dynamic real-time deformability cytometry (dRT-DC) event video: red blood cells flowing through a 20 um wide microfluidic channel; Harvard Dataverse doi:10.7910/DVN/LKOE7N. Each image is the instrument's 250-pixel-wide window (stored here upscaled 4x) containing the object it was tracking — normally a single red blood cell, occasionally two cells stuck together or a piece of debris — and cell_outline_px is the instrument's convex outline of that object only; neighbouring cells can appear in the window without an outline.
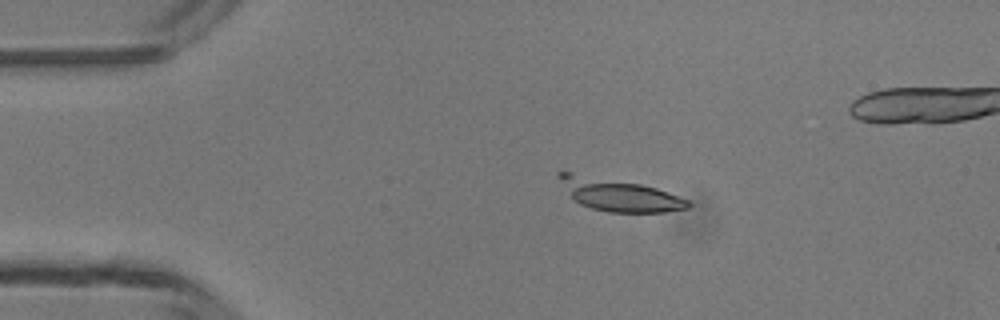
{"species": "common noctule bat (a hibernating species)", "species_latin": "Nyctalus noctula", "temperature_condition": "room temperature", "stored_images_in_passage": 3, "camera_frame_rate_fps": 3000, "um_per_image_px": 0.085, "animal": {"sex": "male", "body_mass_g": 13.3}, "frame": {"image": 1, "passage_image": 1, "time_ms": 0.0, "image_size_px": [1000, 320], "cell_outline_px": [[692, 204], [688, 208], [664, 212], [608, 212], [592, 208], [580, 204], [572, 196], [556, 176], [556, 172], [572, 172], [640, 184], [656, 188], [688, 200]], "centroid_in_image_um": [52.63, 16.55], "position_along_channel_um": 32.4, "area_um2": 23.81}}